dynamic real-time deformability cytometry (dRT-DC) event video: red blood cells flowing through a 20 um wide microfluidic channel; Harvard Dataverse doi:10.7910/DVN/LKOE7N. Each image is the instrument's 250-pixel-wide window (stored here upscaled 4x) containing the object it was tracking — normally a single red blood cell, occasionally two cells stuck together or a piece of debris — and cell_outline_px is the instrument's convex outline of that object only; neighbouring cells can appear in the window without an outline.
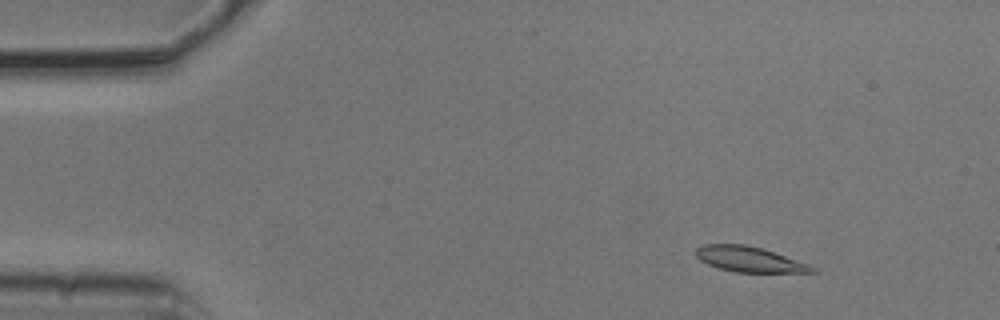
{"species": "common noctule bat (a hibernating species)", "species_latin": "Nyctalus noctula", "temperature_condition": "cold", "stored_images_in_passage": 6, "camera_frame_rate_fps": 3000, "um_per_image_px": 0.085, "animal": {"sex": "male", "body_mass_g": 20.5, "forearm_length_mm": 52.5}, "frame": {"image": 1, "passage_image": 2, "time_ms": 0.333, "image_size_px": [1000, 320], "cell_outline_px": [[816, 272], [736, 272], [720, 268], [708, 264], [700, 260], [696, 256], [696, 248], [704, 244], [744, 244], [764, 248], [808, 264], [816, 268]], "centroid_in_image_um": [63.69, 22.03], "position_along_channel_um": 21.3, "area_um2": 17.05}}
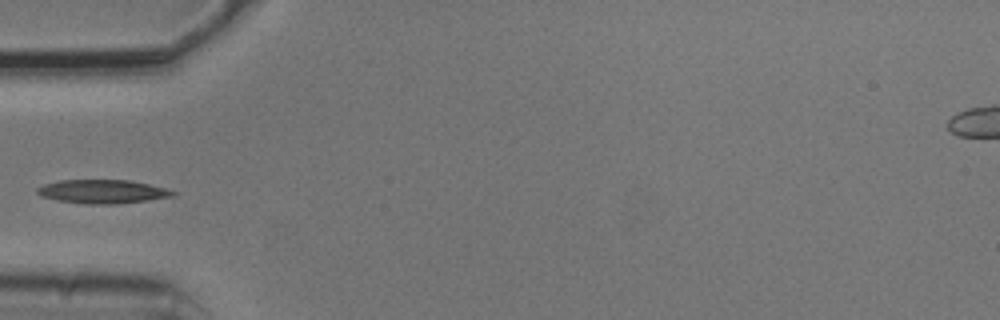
{"frame": {"image": 2, "passage_image": 5, "time_ms": 1.333, "image_size_px": [1000, 320], "cell_outline_px": [[176, 192], [172, 196], [148, 200], [116, 204], [88, 204], [56, 200], [40, 196], [36, 192], [36, 188], [44, 184], [60, 180], [128, 180], [168, 188]], "centroid_in_image_um": [8.69, 16.28], "position_along_channel_um": 76.3, "area_um2": 18.73}}
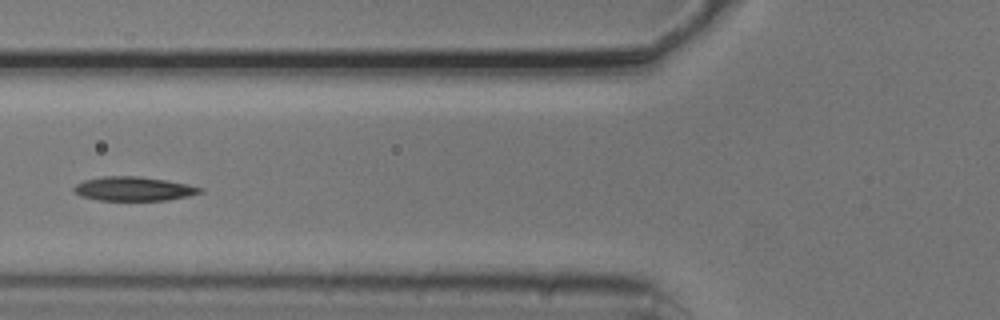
{"frame": {"image": 3, "passage_image": 6, "time_ms": 1.667, "image_size_px": [1000, 320], "cell_outline_px": [[204, 192], [188, 196], [168, 200], [100, 200], [80, 196], [72, 192], [72, 188], [76, 184], [84, 180], [104, 176], [140, 176], [168, 180], [188, 184], [204, 188]], "centroid_in_image_um": [11.37, 16.04], "position_along_channel_um": 114.4, "area_um2": 17.92}}